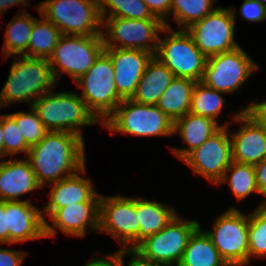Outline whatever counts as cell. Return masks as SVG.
Here are the masks:
<instances>
[{
  "instance_id": "obj_16",
  "label": "cell",
  "mask_w": 266,
  "mask_h": 266,
  "mask_svg": "<svg viewBox=\"0 0 266 266\" xmlns=\"http://www.w3.org/2000/svg\"><path fill=\"white\" fill-rule=\"evenodd\" d=\"M99 216L100 202H80L58 208L49 216L52 226L45 220V237H55L56 228L67 236L85 237L88 228L99 231Z\"/></svg>"
},
{
  "instance_id": "obj_42",
  "label": "cell",
  "mask_w": 266,
  "mask_h": 266,
  "mask_svg": "<svg viewBox=\"0 0 266 266\" xmlns=\"http://www.w3.org/2000/svg\"><path fill=\"white\" fill-rule=\"evenodd\" d=\"M0 243L9 244V228L5 215V202L0 200Z\"/></svg>"
},
{
  "instance_id": "obj_5",
  "label": "cell",
  "mask_w": 266,
  "mask_h": 266,
  "mask_svg": "<svg viewBox=\"0 0 266 266\" xmlns=\"http://www.w3.org/2000/svg\"><path fill=\"white\" fill-rule=\"evenodd\" d=\"M114 77L111 58L103 50L88 71L76 81L82 89L81 98L88 110L102 124L123 101L116 90Z\"/></svg>"
},
{
  "instance_id": "obj_19",
  "label": "cell",
  "mask_w": 266,
  "mask_h": 266,
  "mask_svg": "<svg viewBox=\"0 0 266 266\" xmlns=\"http://www.w3.org/2000/svg\"><path fill=\"white\" fill-rule=\"evenodd\" d=\"M42 211L32 203V200L5 201L9 244L46 238Z\"/></svg>"
},
{
  "instance_id": "obj_10",
  "label": "cell",
  "mask_w": 266,
  "mask_h": 266,
  "mask_svg": "<svg viewBox=\"0 0 266 266\" xmlns=\"http://www.w3.org/2000/svg\"><path fill=\"white\" fill-rule=\"evenodd\" d=\"M248 220L249 215L232 207L224 214L219 215L212 231L205 230L229 266L249 264Z\"/></svg>"
},
{
  "instance_id": "obj_35",
  "label": "cell",
  "mask_w": 266,
  "mask_h": 266,
  "mask_svg": "<svg viewBox=\"0 0 266 266\" xmlns=\"http://www.w3.org/2000/svg\"><path fill=\"white\" fill-rule=\"evenodd\" d=\"M2 127L4 130V157L23 152L27 158L30 146L25 142L15 119L10 114L2 115Z\"/></svg>"
},
{
  "instance_id": "obj_1",
  "label": "cell",
  "mask_w": 266,
  "mask_h": 266,
  "mask_svg": "<svg viewBox=\"0 0 266 266\" xmlns=\"http://www.w3.org/2000/svg\"><path fill=\"white\" fill-rule=\"evenodd\" d=\"M83 137L69 132L48 131L44 138L30 147V161L37 181L43 188L72 176L85 165Z\"/></svg>"
},
{
  "instance_id": "obj_34",
  "label": "cell",
  "mask_w": 266,
  "mask_h": 266,
  "mask_svg": "<svg viewBox=\"0 0 266 266\" xmlns=\"http://www.w3.org/2000/svg\"><path fill=\"white\" fill-rule=\"evenodd\" d=\"M30 107L28 112H17L10 115L15 119L16 125L21 131L25 142L31 147L39 143L48 130L45 128L32 106Z\"/></svg>"
},
{
  "instance_id": "obj_3",
  "label": "cell",
  "mask_w": 266,
  "mask_h": 266,
  "mask_svg": "<svg viewBox=\"0 0 266 266\" xmlns=\"http://www.w3.org/2000/svg\"><path fill=\"white\" fill-rule=\"evenodd\" d=\"M30 106L48 131L69 132L83 137L81 126L100 124L75 92L54 93L52 89Z\"/></svg>"
},
{
  "instance_id": "obj_30",
  "label": "cell",
  "mask_w": 266,
  "mask_h": 266,
  "mask_svg": "<svg viewBox=\"0 0 266 266\" xmlns=\"http://www.w3.org/2000/svg\"><path fill=\"white\" fill-rule=\"evenodd\" d=\"M217 91L207 87L203 82H196L192 91L190 113L205 116L218 122L217 117L221 115L224 99Z\"/></svg>"
},
{
  "instance_id": "obj_7",
  "label": "cell",
  "mask_w": 266,
  "mask_h": 266,
  "mask_svg": "<svg viewBox=\"0 0 266 266\" xmlns=\"http://www.w3.org/2000/svg\"><path fill=\"white\" fill-rule=\"evenodd\" d=\"M163 31L167 34L162 40L159 36L155 57L164 63L175 77L201 82L207 57L197 48L191 34L186 29L175 32L171 26H165Z\"/></svg>"
},
{
  "instance_id": "obj_44",
  "label": "cell",
  "mask_w": 266,
  "mask_h": 266,
  "mask_svg": "<svg viewBox=\"0 0 266 266\" xmlns=\"http://www.w3.org/2000/svg\"><path fill=\"white\" fill-rule=\"evenodd\" d=\"M26 1L28 0H0V16L5 10L14 5L21 4L22 6H26Z\"/></svg>"
},
{
  "instance_id": "obj_46",
  "label": "cell",
  "mask_w": 266,
  "mask_h": 266,
  "mask_svg": "<svg viewBox=\"0 0 266 266\" xmlns=\"http://www.w3.org/2000/svg\"><path fill=\"white\" fill-rule=\"evenodd\" d=\"M253 1H256V2H259L261 3L265 8H266V0H253ZM265 1V2H264Z\"/></svg>"
},
{
  "instance_id": "obj_15",
  "label": "cell",
  "mask_w": 266,
  "mask_h": 266,
  "mask_svg": "<svg viewBox=\"0 0 266 266\" xmlns=\"http://www.w3.org/2000/svg\"><path fill=\"white\" fill-rule=\"evenodd\" d=\"M182 161L192 168L194 174L202 175L217 185L232 162L228 126H222Z\"/></svg>"
},
{
  "instance_id": "obj_28",
  "label": "cell",
  "mask_w": 266,
  "mask_h": 266,
  "mask_svg": "<svg viewBox=\"0 0 266 266\" xmlns=\"http://www.w3.org/2000/svg\"><path fill=\"white\" fill-rule=\"evenodd\" d=\"M34 21L28 51L24 54L29 57L49 59L61 37L60 30L41 14Z\"/></svg>"
},
{
  "instance_id": "obj_14",
  "label": "cell",
  "mask_w": 266,
  "mask_h": 266,
  "mask_svg": "<svg viewBox=\"0 0 266 266\" xmlns=\"http://www.w3.org/2000/svg\"><path fill=\"white\" fill-rule=\"evenodd\" d=\"M258 67L239 46L232 51L207 57L201 82L217 91L234 93Z\"/></svg>"
},
{
  "instance_id": "obj_27",
  "label": "cell",
  "mask_w": 266,
  "mask_h": 266,
  "mask_svg": "<svg viewBox=\"0 0 266 266\" xmlns=\"http://www.w3.org/2000/svg\"><path fill=\"white\" fill-rule=\"evenodd\" d=\"M20 13L8 23L6 28L3 45L5 58L24 55L28 51L31 31L37 18L31 16L25 9Z\"/></svg>"
},
{
  "instance_id": "obj_22",
  "label": "cell",
  "mask_w": 266,
  "mask_h": 266,
  "mask_svg": "<svg viewBox=\"0 0 266 266\" xmlns=\"http://www.w3.org/2000/svg\"><path fill=\"white\" fill-rule=\"evenodd\" d=\"M228 122L219 125L218 122L205 116L192 113L174 121L173 132L181 135L188 148H172L173 154L181 161L193 150L201 146L210 136L216 133L222 126H228Z\"/></svg>"
},
{
  "instance_id": "obj_4",
  "label": "cell",
  "mask_w": 266,
  "mask_h": 266,
  "mask_svg": "<svg viewBox=\"0 0 266 266\" xmlns=\"http://www.w3.org/2000/svg\"><path fill=\"white\" fill-rule=\"evenodd\" d=\"M36 7L61 34L102 36L99 0H44Z\"/></svg>"
},
{
  "instance_id": "obj_21",
  "label": "cell",
  "mask_w": 266,
  "mask_h": 266,
  "mask_svg": "<svg viewBox=\"0 0 266 266\" xmlns=\"http://www.w3.org/2000/svg\"><path fill=\"white\" fill-rule=\"evenodd\" d=\"M42 188L33 172L30 161L4 160L0 162V200L20 201V195Z\"/></svg>"
},
{
  "instance_id": "obj_38",
  "label": "cell",
  "mask_w": 266,
  "mask_h": 266,
  "mask_svg": "<svg viewBox=\"0 0 266 266\" xmlns=\"http://www.w3.org/2000/svg\"><path fill=\"white\" fill-rule=\"evenodd\" d=\"M28 253L0 248V266H21Z\"/></svg>"
},
{
  "instance_id": "obj_12",
  "label": "cell",
  "mask_w": 266,
  "mask_h": 266,
  "mask_svg": "<svg viewBox=\"0 0 266 266\" xmlns=\"http://www.w3.org/2000/svg\"><path fill=\"white\" fill-rule=\"evenodd\" d=\"M137 218L136 197L101 195L99 231L120 242V252L133 251L139 245Z\"/></svg>"
},
{
  "instance_id": "obj_9",
  "label": "cell",
  "mask_w": 266,
  "mask_h": 266,
  "mask_svg": "<svg viewBox=\"0 0 266 266\" xmlns=\"http://www.w3.org/2000/svg\"><path fill=\"white\" fill-rule=\"evenodd\" d=\"M103 50L102 36L62 34L48 59L55 82L63 72L76 82L94 64Z\"/></svg>"
},
{
  "instance_id": "obj_26",
  "label": "cell",
  "mask_w": 266,
  "mask_h": 266,
  "mask_svg": "<svg viewBox=\"0 0 266 266\" xmlns=\"http://www.w3.org/2000/svg\"><path fill=\"white\" fill-rule=\"evenodd\" d=\"M195 83L192 79L175 77L156 106L173 122L186 115L190 112Z\"/></svg>"
},
{
  "instance_id": "obj_8",
  "label": "cell",
  "mask_w": 266,
  "mask_h": 266,
  "mask_svg": "<svg viewBox=\"0 0 266 266\" xmlns=\"http://www.w3.org/2000/svg\"><path fill=\"white\" fill-rule=\"evenodd\" d=\"M200 226L176 215L163 229L147 237L133 251L143 260L178 266L188 240Z\"/></svg>"
},
{
  "instance_id": "obj_23",
  "label": "cell",
  "mask_w": 266,
  "mask_h": 266,
  "mask_svg": "<svg viewBox=\"0 0 266 266\" xmlns=\"http://www.w3.org/2000/svg\"><path fill=\"white\" fill-rule=\"evenodd\" d=\"M174 78L173 72L157 57L152 56L131 99L145 105H157Z\"/></svg>"
},
{
  "instance_id": "obj_40",
  "label": "cell",
  "mask_w": 266,
  "mask_h": 266,
  "mask_svg": "<svg viewBox=\"0 0 266 266\" xmlns=\"http://www.w3.org/2000/svg\"><path fill=\"white\" fill-rule=\"evenodd\" d=\"M124 257L125 255H122V252L118 251L115 254H109L105 257H96L91 262H88L83 266H122Z\"/></svg>"
},
{
  "instance_id": "obj_39",
  "label": "cell",
  "mask_w": 266,
  "mask_h": 266,
  "mask_svg": "<svg viewBox=\"0 0 266 266\" xmlns=\"http://www.w3.org/2000/svg\"><path fill=\"white\" fill-rule=\"evenodd\" d=\"M244 111L266 130V100L252 102L243 107Z\"/></svg>"
},
{
  "instance_id": "obj_31",
  "label": "cell",
  "mask_w": 266,
  "mask_h": 266,
  "mask_svg": "<svg viewBox=\"0 0 266 266\" xmlns=\"http://www.w3.org/2000/svg\"><path fill=\"white\" fill-rule=\"evenodd\" d=\"M215 0H171L170 14L181 29H188L195 22L214 11Z\"/></svg>"
},
{
  "instance_id": "obj_20",
  "label": "cell",
  "mask_w": 266,
  "mask_h": 266,
  "mask_svg": "<svg viewBox=\"0 0 266 266\" xmlns=\"http://www.w3.org/2000/svg\"><path fill=\"white\" fill-rule=\"evenodd\" d=\"M85 171L86 166L74 175L51 184L50 200L44 207L42 214L49 217L56 209L68 205L80 202H100L101 195L96 192L92 181L80 176Z\"/></svg>"
},
{
  "instance_id": "obj_41",
  "label": "cell",
  "mask_w": 266,
  "mask_h": 266,
  "mask_svg": "<svg viewBox=\"0 0 266 266\" xmlns=\"http://www.w3.org/2000/svg\"><path fill=\"white\" fill-rule=\"evenodd\" d=\"M259 194L266 197V158L254 165Z\"/></svg>"
},
{
  "instance_id": "obj_11",
  "label": "cell",
  "mask_w": 266,
  "mask_h": 266,
  "mask_svg": "<svg viewBox=\"0 0 266 266\" xmlns=\"http://www.w3.org/2000/svg\"><path fill=\"white\" fill-rule=\"evenodd\" d=\"M102 20L104 21L102 25H105L104 27L108 31H102L104 48L139 49L155 56L158 49L159 33L165 27L161 20L122 17L102 18Z\"/></svg>"
},
{
  "instance_id": "obj_2",
  "label": "cell",
  "mask_w": 266,
  "mask_h": 266,
  "mask_svg": "<svg viewBox=\"0 0 266 266\" xmlns=\"http://www.w3.org/2000/svg\"><path fill=\"white\" fill-rule=\"evenodd\" d=\"M55 84L48 59L25 55L15 57L0 92V107L17 102L33 103Z\"/></svg>"
},
{
  "instance_id": "obj_33",
  "label": "cell",
  "mask_w": 266,
  "mask_h": 266,
  "mask_svg": "<svg viewBox=\"0 0 266 266\" xmlns=\"http://www.w3.org/2000/svg\"><path fill=\"white\" fill-rule=\"evenodd\" d=\"M249 263L251 257H266V201L249 214Z\"/></svg>"
},
{
  "instance_id": "obj_6",
  "label": "cell",
  "mask_w": 266,
  "mask_h": 266,
  "mask_svg": "<svg viewBox=\"0 0 266 266\" xmlns=\"http://www.w3.org/2000/svg\"><path fill=\"white\" fill-rule=\"evenodd\" d=\"M106 130L140 137L171 136L174 122L156 105L124 99L103 122Z\"/></svg>"
},
{
  "instance_id": "obj_18",
  "label": "cell",
  "mask_w": 266,
  "mask_h": 266,
  "mask_svg": "<svg viewBox=\"0 0 266 266\" xmlns=\"http://www.w3.org/2000/svg\"><path fill=\"white\" fill-rule=\"evenodd\" d=\"M113 63L115 85L118 95L131 99L152 54L139 49L104 48Z\"/></svg>"
},
{
  "instance_id": "obj_13",
  "label": "cell",
  "mask_w": 266,
  "mask_h": 266,
  "mask_svg": "<svg viewBox=\"0 0 266 266\" xmlns=\"http://www.w3.org/2000/svg\"><path fill=\"white\" fill-rule=\"evenodd\" d=\"M236 11L217 7L186 29L197 48L206 56L229 52L239 47L234 39Z\"/></svg>"
},
{
  "instance_id": "obj_25",
  "label": "cell",
  "mask_w": 266,
  "mask_h": 266,
  "mask_svg": "<svg viewBox=\"0 0 266 266\" xmlns=\"http://www.w3.org/2000/svg\"><path fill=\"white\" fill-rule=\"evenodd\" d=\"M178 266H229L199 226L190 236Z\"/></svg>"
},
{
  "instance_id": "obj_36",
  "label": "cell",
  "mask_w": 266,
  "mask_h": 266,
  "mask_svg": "<svg viewBox=\"0 0 266 266\" xmlns=\"http://www.w3.org/2000/svg\"><path fill=\"white\" fill-rule=\"evenodd\" d=\"M239 12L245 20L251 22L266 20V8L261 3L253 0H244Z\"/></svg>"
},
{
  "instance_id": "obj_32",
  "label": "cell",
  "mask_w": 266,
  "mask_h": 266,
  "mask_svg": "<svg viewBox=\"0 0 266 266\" xmlns=\"http://www.w3.org/2000/svg\"><path fill=\"white\" fill-rule=\"evenodd\" d=\"M99 6L102 18L160 20L153 16L143 0H99Z\"/></svg>"
},
{
  "instance_id": "obj_17",
  "label": "cell",
  "mask_w": 266,
  "mask_h": 266,
  "mask_svg": "<svg viewBox=\"0 0 266 266\" xmlns=\"http://www.w3.org/2000/svg\"><path fill=\"white\" fill-rule=\"evenodd\" d=\"M234 121L243 123L238 131L232 133V161L255 165L266 158V130L245 111L234 114Z\"/></svg>"
},
{
  "instance_id": "obj_24",
  "label": "cell",
  "mask_w": 266,
  "mask_h": 266,
  "mask_svg": "<svg viewBox=\"0 0 266 266\" xmlns=\"http://www.w3.org/2000/svg\"><path fill=\"white\" fill-rule=\"evenodd\" d=\"M173 207L157 201L136 198V215L139 223V244L163 229L177 215Z\"/></svg>"
},
{
  "instance_id": "obj_37",
  "label": "cell",
  "mask_w": 266,
  "mask_h": 266,
  "mask_svg": "<svg viewBox=\"0 0 266 266\" xmlns=\"http://www.w3.org/2000/svg\"><path fill=\"white\" fill-rule=\"evenodd\" d=\"M154 17L159 18L165 26L170 27L167 17L170 15L171 0H143Z\"/></svg>"
},
{
  "instance_id": "obj_45",
  "label": "cell",
  "mask_w": 266,
  "mask_h": 266,
  "mask_svg": "<svg viewBox=\"0 0 266 266\" xmlns=\"http://www.w3.org/2000/svg\"><path fill=\"white\" fill-rule=\"evenodd\" d=\"M4 157V130L2 127V115L0 116V159Z\"/></svg>"
},
{
  "instance_id": "obj_43",
  "label": "cell",
  "mask_w": 266,
  "mask_h": 266,
  "mask_svg": "<svg viewBox=\"0 0 266 266\" xmlns=\"http://www.w3.org/2000/svg\"><path fill=\"white\" fill-rule=\"evenodd\" d=\"M127 254L131 255V260L129 261L128 266H171L169 264L148 262L146 260H143L134 251L122 252V255ZM122 266H125L124 261H122Z\"/></svg>"
},
{
  "instance_id": "obj_29",
  "label": "cell",
  "mask_w": 266,
  "mask_h": 266,
  "mask_svg": "<svg viewBox=\"0 0 266 266\" xmlns=\"http://www.w3.org/2000/svg\"><path fill=\"white\" fill-rule=\"evenodd\" d=\"M230 171V172H229ZM229 183L232 193L240 201L253 192L259 193L254 165L232 161L218 185Z\"/></svg>"
}]
</instances>
